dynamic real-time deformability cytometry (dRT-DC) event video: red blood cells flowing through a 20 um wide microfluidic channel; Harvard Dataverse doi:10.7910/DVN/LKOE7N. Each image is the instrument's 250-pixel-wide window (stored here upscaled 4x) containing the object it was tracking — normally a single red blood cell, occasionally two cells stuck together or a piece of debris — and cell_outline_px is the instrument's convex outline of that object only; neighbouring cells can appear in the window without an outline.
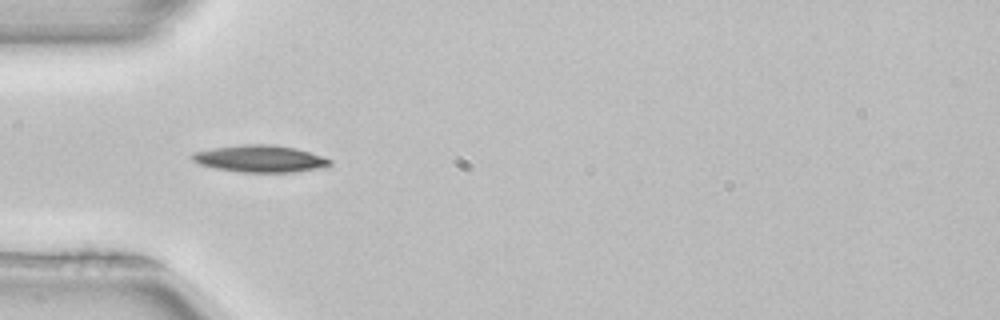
{"species": "common noctule bat (a hibernating species)", "species_latin": "Nyctalus noctula", "temperature_condition": "room temperature", "stored_images_in_passage": 52, "camera_frame_rate_fps": 3000, "um_per_image_px": 0.085, "animal": {"sex": "female", "body_mass_g": 22.7, "forearm_length_mm": 54.2}, "frame": {"image": 1, "passage_image": 16, "time_ms": 5.0, "image_size_px": [1000, 320], "cell_outline_px": [[332, 164], [324, 168], [292, 172], [240, 172], [216, 168], [200, 164], [192, 160], [188, 156], [192, 152], [212, 148], [244, 144], [272, 144], [296, 148], [332, 160]], "centroid_in_image_um": [22.08, 13.49], "position_along_channel_um": 62.9, "area_um2": 21.73}}
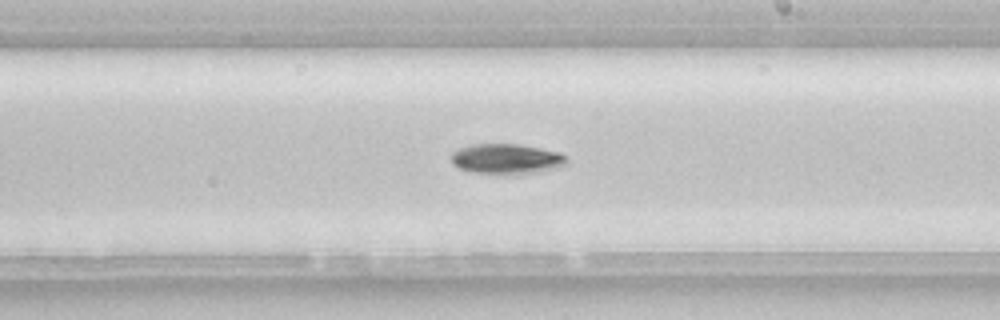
{"frame": {"image": 2, "passage_image": 30, "time_ms": 9.667, "image_size_px": [1000, 320], "cell_outline_px": [[564, 164], [560, 168], [540, 172], [476, 172], [460, 168], [452, 164], [452, 152], [460, 148], [472, 144], [520, 144], [560, 152], [564, 156]], "centroid_in_image_um": [43.05, 13.47], "position_along_channel_um": 245.9, "area_um2": 19.65}, "authors_computed_cell_mechanics": {"area_um2": 18.8139, "velocity_mm_per_s": 3.9558, "shape_relaxation_time_tau1_ms": 2.6364, "shape_relaxation_time_tau2_ms": null, "deformation_change_tau1": 0.1099, "deformation_change_tau2": null}}